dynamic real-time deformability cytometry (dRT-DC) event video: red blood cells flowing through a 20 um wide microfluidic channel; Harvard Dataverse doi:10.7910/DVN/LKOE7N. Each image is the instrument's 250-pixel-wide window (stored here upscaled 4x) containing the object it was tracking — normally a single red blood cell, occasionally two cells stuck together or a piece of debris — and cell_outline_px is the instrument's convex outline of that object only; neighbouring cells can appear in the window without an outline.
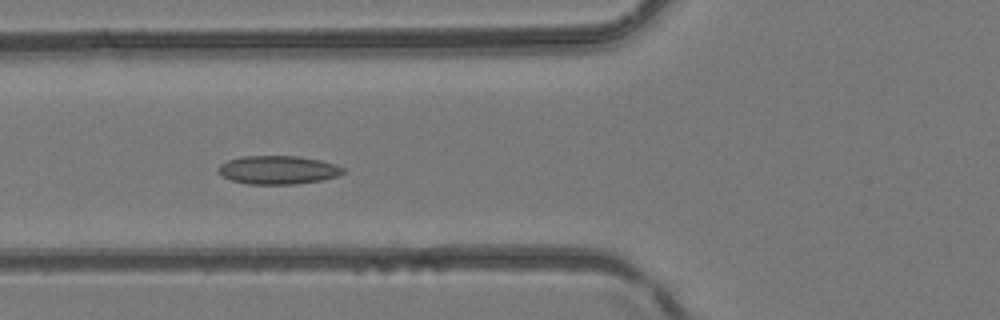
{"species": "common noctule bat (a hibernating species)", "species_latin": "Nyctalus noctula", "temperature_condition": "room temperature", "stored_images_in_passage": 5, "camera_frame_rate_fps": 3000, "um_per_image_px": 0.085, "animal": {"sex": "female", "body_mass_g": 24.6, "forearm_length_mm": 56.2}, "frame": {"image": 1, "passage_image": 5, "time_ms": 1.333, "image_size_px": [1000, 320], "cell_outline_px": [[344, 172], [340, 176], [320, 180], [296, 184], [248, 184], [232, 180], [216, 172], [216, 168], [220, 164], [228, 160], [240, 156], [296, 156], [320, 160], [336, 164], [344, 168]], "centroid_in_image_um": [23.62, 14.44], "position_along_channel_um": 102.2, "area_um2": 20.81}}